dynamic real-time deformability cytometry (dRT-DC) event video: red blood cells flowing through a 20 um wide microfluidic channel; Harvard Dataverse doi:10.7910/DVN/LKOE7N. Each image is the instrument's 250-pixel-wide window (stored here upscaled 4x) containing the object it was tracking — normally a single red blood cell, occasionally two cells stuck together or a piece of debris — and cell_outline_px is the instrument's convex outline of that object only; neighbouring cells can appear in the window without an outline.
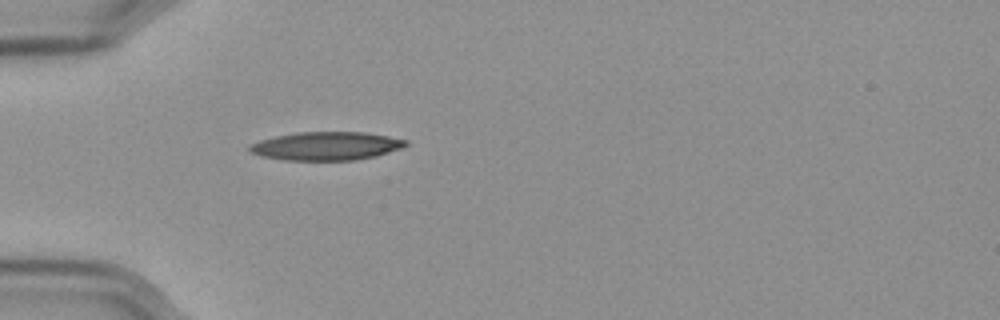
{"species": "Egyptian fruit bat (a non-hibernating species)", "species_latin": "Rousettus aegyptiacus", "temperature_condition": "cold", "stored_images_in_passage": 40, "camera_frame_rate_fps": 3000, "um_per_image_px": 0.085, "frame": {"image": 1, "passage_image": 1, "time_ms": 0.0, "image_size_px": [1000, 320], "cell_outline_px": [[408, 144], [400, 148], [376, 156], [356, 160], [284, 160], [260, 156], [252, 152], [248, 148], [252, 144], [260, 140], [276, 136], [296, 132], [364, 132], [388, 136], [408, 140]], "centroid_in_image_um": [27.74, 12.41], "position_along_channel_um": 57.3, "area_um2": 25.72}}
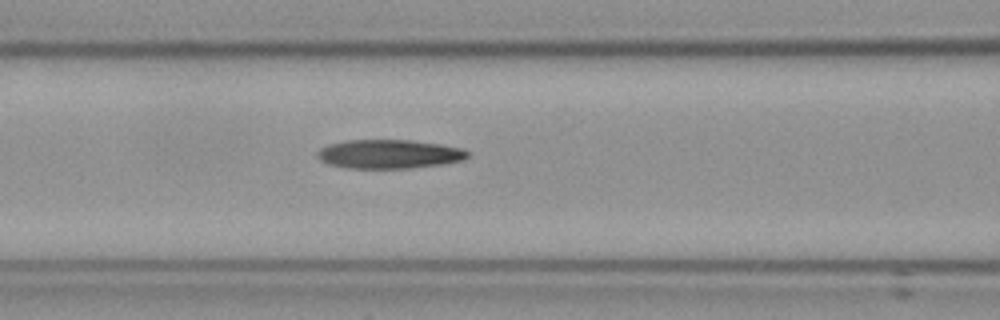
{"frame": {"image": 2, "passage_image": 8, "time_ms": 2.333, "image_size_px": [1000, 320], "cell_outline_px": [[472, 156], [464, 160], [444, 164], [412, 168], [348, 168], [328, 164], [320, 160], [316, 156], [316, 152], [320, 148], [328, 144], [344, 140], [412, 140], [440, 144], [464, 148]], "centroid_in_image_um": [33.1, 13.09], "position_along_channel_um": 133.5, "area_um2": 25.72}}
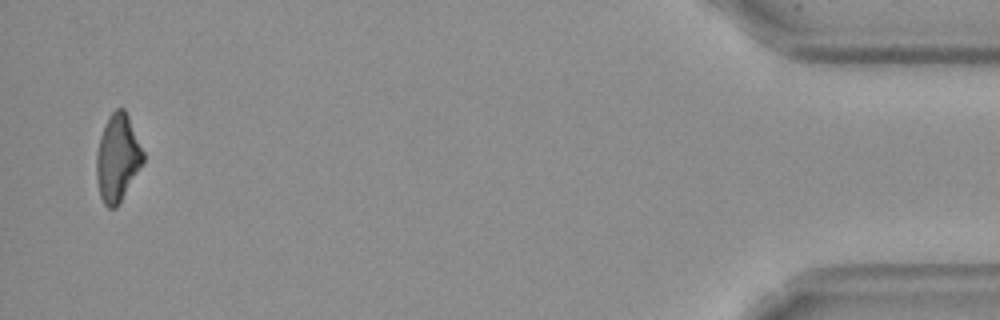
{"frame": {"image": 3, "passage_image": 39, "time_ms": 12.667, "image_size_px": [1000, 320], "cell_outline_px": [[144, 160], [116, 208], [108, 208], [104, 204], [100, 196], [96, 176], [96, 152], [100, 136], [104, 124], [108, 116], [116, 108], [124, 108], [128, 116], [144, 152]], "centroid_in_image_um": [9.97, 13.4], "position_along_channel_um": 425.2, "area_um2": 23.52}, "authors_computed_cell_mechanics": {"area_um2": 25.2586, "velocity_mm_per_s": 3.5885, "shape_relaxation_time_tau1_ms": null, "shape_relaxation_time_tau2_ms": 7.2306, "deformation_change_tau1": null, "deformation_change_tau2": 0.1915}}